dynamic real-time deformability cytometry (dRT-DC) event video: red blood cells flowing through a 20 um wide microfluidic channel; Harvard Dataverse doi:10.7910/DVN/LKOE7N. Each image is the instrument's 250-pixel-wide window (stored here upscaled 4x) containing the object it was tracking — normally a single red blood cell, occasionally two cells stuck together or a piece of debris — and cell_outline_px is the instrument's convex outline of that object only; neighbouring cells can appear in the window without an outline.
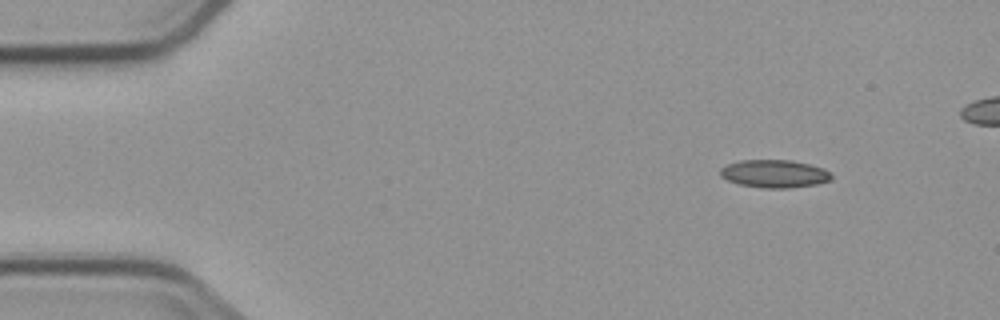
{"species": "common noctule bat (a hibernating species)", "species_latin": "Nyctalus noctula", "temperature_condition": "cold", "stored_images_in_passage": 4, "camera_frame_rate_fps": 3000, "um_per_image_px": 0.085, "animal": {"sex": "male", "body_mass_g": 23.1, "forearm_length_mm": 52.7}, "frame": {"image": 1, "passage_image": 1, "time_ms": 0.0, "image_size_px": [1000, 320], "cell_outline_px": [[832, 176], [828, 180], [816, 184], [788, 188], [764, 188], [740, 184], [728, 180], [720, 176], [720, 168], [728, 164], [740, 160], [792, 160], [824, 168]], "centroid_in_image_um": [65.79, 14.76], "position_along_channel_um": 19.2, "area_um2": 17.86}}